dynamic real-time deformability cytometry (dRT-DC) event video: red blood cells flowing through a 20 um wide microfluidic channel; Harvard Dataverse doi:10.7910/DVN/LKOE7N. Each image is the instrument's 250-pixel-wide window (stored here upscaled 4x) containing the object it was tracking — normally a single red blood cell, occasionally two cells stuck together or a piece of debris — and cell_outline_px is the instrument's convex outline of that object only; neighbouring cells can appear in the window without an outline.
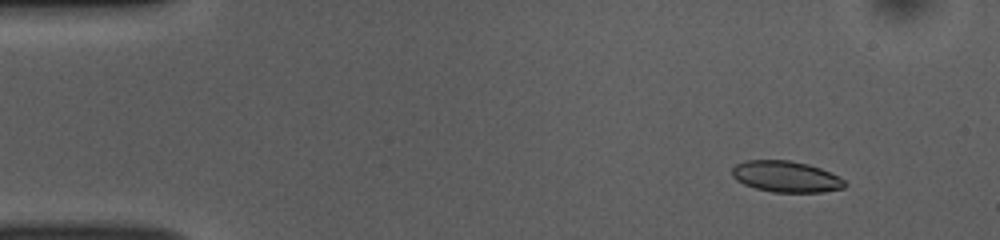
{"species": "common noctule bat (a hibernating species)", "species_latin": "Nyctalus noctula", "temperature_condition": "room temperature", "stored_images_in_passage": 51, "camera_frame_rate_fps": 3000, "um_per_image_px": 0.085, "animal": {"sex": "female", "body_mass_g": 10.0, "forearm_length_mm": 53.1}, "frame": {"image": 1, "passage_image": 5, "time_ms": 1.333, "image_size_px": [1000, 240], "cell_outline_px": [[848, 184], [844, 188], [824, 192], [772, 192], [756, 188], [744, 184], [736, 180], [732, 176], [732, 168], [736, 164], [744, 160], [788, 160], [808, 164], [820, 168], [840, 176]], "centroid_in_image_um": [66.83, 15.01], "position_along_channel_um": 18.2, "area_um2": 20.63}}
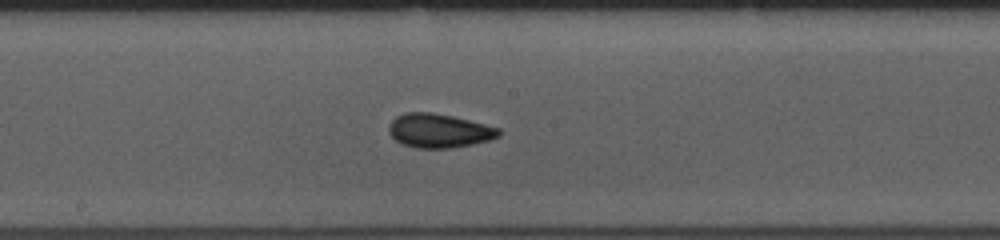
{"frame": {"image": 2, "passage_image": 27, "time_ms": 8.667, "image_size_px": [1000, 240], "cell_outline_px": [[500, 136], [488, 140], [472, 144], [452, 148], [416, 148], [404, 144], [396, 140], [388, 132], [388, 124], [396, 116], [404, 112], [432, 112], [452, 116], [500, 128]], "centroid_in_image_um": [37.29, 11.1], "position_along_channel_um": 210.9, "area_um2": 21.73}}
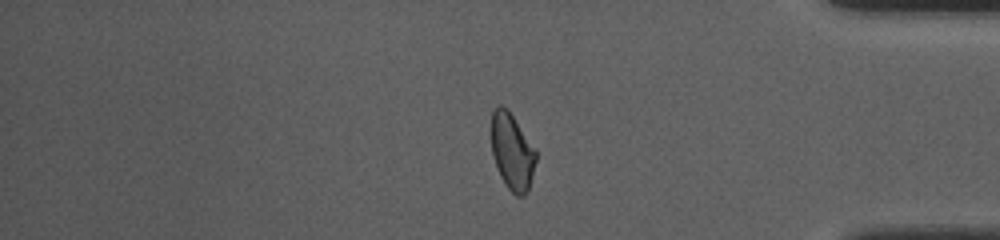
{"frame": {"image": 3, "passage_image": 43, "time_ms": 14.0, "image_size_px": [1000, 240], "cell_outline_px": [[536, 160], [528, 192], [524, 196], [516, 196], [504, 184], [500, 176], [492, 152], [492, 108], [500, 104], [508, 108], [536, 148]], "centroid_in_image_um": [43.55, 12.86], "position_along_channel_um": 391.7, "area_um2": 20.11}, "authors_computed_cell_mechanics": {"area_um2": 20.5768, "velocity_mm_per_s": 3.8427, "shape_relaxation_time_tau1_ms": 3.5062, "shape_relaxation_time_tau2_ms": 1.7914, "deformation_change_tau1": 0.1114, "deformation_change_tau2": 0.059}}